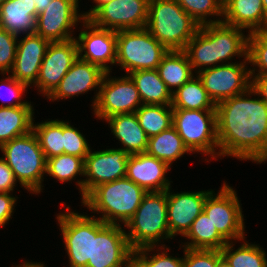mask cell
Returning a JSON list of instances; mask_svg holds the SVG:
<instances>
[{"label":"cell","instance_id":"17","mask_svg":"<svg viewBox=\"0 0 267 267\" xmlns=\"http://www.w3.org/2000/svg\"><path fill=\"white\" fill-rule=\"evenodd\" d=\"M122 225L106 224L93 237L92 261L87 267H122L133 255Z\"/></svg>","mask_w":267,"mask_h":267},{"label":"cell","instance_id":"30","mask_svg":"<svg viewBox=\"0 0 267 267\" xmlns=\"http://www.w3.org/2000/svg\"><path fill=\"white\" fill-rule=\"evenodd\" d=\"M184 239L189 241H181L179 247L189 249L221 250L228 243L204 211L193 221Z\"/></svg>","mask_w":267,"mask_h":267},{"label":"cell","instance_id":"34","mask_svg":"<svg viewBox=\"0 0 267 267\" xmlns=\"http://www.w3.org/2000/svg\"><path fill=\"white\" fill-rule=\"evenodd\" d=\"M236 241L228 242L220 251L231 267H267L266 250L260 244L249 243L246 238L235 249Z\"/></svg>","mask_w":267,"mask_h":267},{"label":"cell","instance_id":"6","mask_svg":"<svg viewBox=\"0 0 267 267\" xmlns=\"http://www.w3.org/2000/svg\"><path fill=\"white\" fill-rule=\"evenodd\" d=\"M69 206L63 208L65 212L56 214V224L62 234L69 267H87L88 261H92L93 237L106 223L84 212H75Z\"/></svg>","mask_w":267,"mask_h":267},{"label":"cell","instance_id":"49","mask_svg":"<svg viewBox=\"0 0 267 267\" xmlns=\"http://www.w3.org/2000/svg\"><path fill=\"white\" fill-rule=\"evenodd\" d=\"M12 267H46V264L44 262H35V261H27L25 259V261L23 260V262L21 264L18 265H12Z\"/></svg>","mask_w":267,"mask_h":267},{"label":"cell","instance_id":"9","mask_svg":"<svg viewBox=\"0 0 267 267\" xmlns=\"http://www.w3.org/2000/svg\"><path fill=\"white\" fill-rule=\"evenodd\" d=\"M219 189L207 196L203 211L227 242H239L247 235L241 200L236 189L225 181Z\"/></svg>","mask_w":267,"mask_h":267},{"label":"cell","instance_id":"33","mask_svg":"<svg viewBox=\"0 0 267 267\" xmlns=\"http://www.w3.org/2000/svg\"><path fill=\"white\" fill-rule=\"evenodd\" d=\"M46 176H50L62 184L74 181L78 187L79 195H81V200L83 199L84 160L82 158L65 153L48 158ZM78 176L82 178L76 179Z\"/></svg>","mask_w":267,"mask_h":267},{"label":"cell","instance_id":"15","mask_svg":"<svg viewBox=\"0 0 267 267\" xmlns=\"http://www.w3.org/2000/svg\"><path fill=\"white\" fill-rule=\"evenodd\" d=\"M149 0H111L88 20L95 26L113 31L145 28Z\"/></svg>","mask_w":267,"mask_h":267},{"label":"cell","instance_id":"46","mask_svg":"<svg viewBox=\"0 0 267 267\" xmlns=\"http://www.w3.org/2000/svg\"><path fill=\"white\" fill-rule=\"evenodd\" d=\"M251 88L267 103V75H251Z\"/></svg>","mask_w":267,"mask_h":267},{"label":"cell","instance_id":"37","mask_svg":"<svg viewBox=\"0 0 267 267\" xmlns=\"http://www.w3.org/2000/svg\"><path fill=\"white\" fill-rule=\"evenodd\" d=\"M175 1L200 26L222 22L223 3L221 2V0H175Z\"/></svg>","mask_w":267,"mask_h":267},{"label":"cell","instance_id":"51","mask_svg":"<svg viewBox=\"0 0 267 267\" xmlns=\"http://www.w3.org/2000/svg\"><path fill=\"white\" fill-rule=\"evenodd\" d=\"M217 267H231L228 261L222 256L218 262H217Z\"/></svg>","mask_w":267,"mask_h":267},{"label":"cell","instance_id":"2","mask_svg":"<svg viewBox=\"0 0 267 267\" xmlns=\"http://www.w3.org/2000/svg\"><path fill=\"white\" fill-rule=\"evenodd\" d=\"M146 193L125 176L96 186L81 200V204L94 214L91 216L99 218L104 223L125 226Z\"/></svg>","mask_w":267,"mask_h":267},{"label":"cell","instance_id":"48","mask_svg":"<svg viewBox=\"0 0 267 267\" xmlns=\"http://www.w3.org/2000/svg\"><path fill=\"white\" fill-rule=\"evenodd\" d=\"M29 2L32 3V5H36V11H37V16L38 14L42 13L46 6L51 2L52 0H28Z\"/></svg>","mask_w":267,"mask_h":267},{"label":"cell","instance_id":"38","mask_svg":"<svg viewBox=\"0 0 267 267\" xmlns=\"http://www.w3.org/2000/svg\"><path fill=\"white\" fill-rule=\"evenodd\" d=\"M247 56L251 75H267V30L248 34Z\"/></svg>","mask_w":267,"mask_h":267},{"label":"cell","instance_id":"12","mask_svg":"<svg viewBox=\"0 0 267 267\" xmlns=\"http://www.w3.org/2000/svg\"><path fill=\"white\" fill-rule=\"evenodd\" d=\"M84 20L79 0H52L38 14L35 33L50 42L67 41L75 38L74 29Z\"/></svg>","mask_w":267,"mask_h":267},{"label":"cell","instance_id":"14","mask_svg":"<svg viewBox=\"0 0 267 267\" xmlns=\"http://www.w3.org/2000/svg\"><path fill=\"white\" fill-rule=\"evenodd\" d=\"M77 59L78 47L75 38L50 42L36 83L32 87L37 88L35 90L47 99Z\"/></svg>","mask_w":267,"mask_h":267},{"label":"cell","instance_id":"31","mask_svg":"<svg viewBox=\"0 0 267 267\" xmlns=\"http://www.w3.org/2000/svg\"><path fill=\"white\" fill-rule=\"evenodd\" d=\"M146 153L166 162L170 167L185 154H192L173 126L148 138Z\"/></svg>","mask_w":267,"mask_h":267},{"label":"cell","instance_id":"50","mask_svg":"<svg viewBox=\"0 0 267 267\" xmlns=\"http://www.w3.org/2000/svg\"><path fill=\"white\" fill-rule=\"evenodd\" d=\"M122 267H143L142 264L132 255Z\"/></svg>","mask_w":267,"mask_h":267},{"label":"cell","instance_id":"42","mask_svg":"<svg viewBox=\"0 0 267 267\" xmlns=\"http://www.w3.org/2000/svg\"><path fill=\"white\" fill-rule=\"evenodd\" d=\"M182 267H217L218 260L222 257L220 250L183 249Z\"/></svg>","mask_w":267,"mask_h":267},{"label":"cell","instance_id":"8","mask_svg":"<svg viewBox=\"0 0 267 267\" xmlns=\"http://www.w3.org/2000/svg\"><path fill=\"white\" fill-rule=\"evenodd\" d=\"M168 50L146 28L117 31L116 64L126 75L157 69Z\"/></svg>","mask_w":267,"mask_h":267},{"label":"cell","instance_id":"36","mask_svg":"<svg viewBox=\"0 0 267 267\" xmlns=\"http://www.w3.org/2000/svg\"><path fill=\"white\" fill-rule=\"evenodd\" d=\"M135 114L139 125L148 138L169 129L173 125V108L171 105L142 104Z\"/></svg>","mask_w":267,"mask_h":267},{"label":"cell","instance_id":"45","mask_svg":"<svg viewBox=\"0 0 267 267\" xmlns=\"http://www.w3.org/2000/svg\"><path fill=\"white\" fill-rule=\"evenodd\" d=\"M19 183L6 161L0 157V192L12 193Z\"/></svg>","mask_w":267,"mask_h":267},{"label":"cell","instance_id":"41","mask_svg":"<svg viewBox=\"0 0 267 267\" xmlns=\"http://www.w3.org/2000/svg\"><path fill=\"white\" fill-rule=\"evenodd\" d=\"M80 131L69 121L63 120L64 153L84 160L92 147L88 143L89 140Z\"/></svg>","mask_w":267,"mask_h":267},{"label":"cell","instance_id":"19","mask_svg":"<svg viewBox=\"0 0 267 267\" xmlns=\"http://www.w3.org/2000/svg\"><path fill=\"white\" fill-rule=\"evenodd\" d=\"M167 189V220L172 239L180 235L182 238L189 231L193 221L203 211L207 196L213 189L202 191L171 192Z\"/></svg>","mask_w":267,"mask_h":267},{"label":"cell","instance_id":"3","mask_svg":"<svg viewBox=\"0 0 267 267\" xmlns=\"http://www.w3.org/2000/svg\"><path fill=\"white\" fill-rule=\"evenodd\" d=\"M124 228L128 229L125 232L133 251L144 247L166 246L164 240L169 242L172 239L167 220V190L147 192Z\"/></svg>","mask_w":267,"mask_h":267},{"label":"cell","instance_id":"20","mask_svg":"<svg viewBox=\"0 0 267 267\" xmlns=\"http://www.w3.org/2000/svg\"><path fill=\"white\" fill-rule=\"evenodd\" d=\"M49 43V40L36 33L18 36L16 57L9 74L32 88L38 78Z\"/></svg>","mask_w":267,"mask_h":267},{"label":"cell","instance_id":"28","mask_svg":"<svg viewBox=\"0 0 267 267\" xmlns=\"http://www.w3.org/2000/svg\"><path fill=\"white\" fill-rule=\"evenodd\" d=\"M157 71L171 94L195 76V72L183 50L168 51L162 57Z\"/></svg>","mask_w":267,"mask_h":267},{"label":"cell","instance_id":"10","mask_svg":"<svg viewBox=\"0 0 267 267\" xmlns=\"http://www.w3.org/2000/svg\"><path fill=\"white\" fill-rule=\"evenodd\" d=\"M106 72L99 94L91 112L102 122L113 115L134 113L142 105V100L133 80L126 74L116 77Z\"/></svg>","mask_w":267,"mask_h":267},{"label":"cell","instance_id":"29","mask_svg":"<svg viewBox=\"0 0 267 267\" xmlns=\"http://www.w3.org/2000/svg\"><path fill=\"white\" fill-rule=\"evenodd\" d=\"M127 75L133 80L142 104L171 105L172 94L160 78L157 69L138 70Z\"/></svg>","mask_w":267,"mask_h":267},{"label":"cell","instance_id":"23","mask_svg":"<svg viewBox=\"0 0 267 267\" xmlns=\"http://www.w3.org/2000/svg\"><path fill=\"white\" fill-rule=\"evenodd\" d=\"M112 135L127 154L145 153L148 146V136L139 125L134 113L116 114L105 119Z\"/></svg>","mask_w":267,"mask_h":267},{"label":"cell","instance_id":"26","mask_svg":"<svg viewBox=\"0 0 267 267\" xmlns=\"http://www.w3.org/2000/svg\"><path fill=\"white\" fill-rule=\"evenodd\" d=\"M195 72L216 66L215 24L199 27L183 50Z\"/></svg>","mask_w":267,"mask_h":267},{"label":"cell","instance_id":"27","mask_svg":"<svg viewBox=\"0 0 267 267\" xmlns=\"http://www.w3.org/2000/svg\"><path fill=\"white\" fill-rule=\"evenodd\" d=\"M33 105L0 107V146L33 130Z\"/></svg>","mask_w":267,"mask_h":267},{"label":"cell","instance_id":"53","mask_svg":"<svg viewBox=\"0 0 267 267\" xmlns=\"http://www.w3.org/2000/svg\"><path fill=\"white\" fill-rule=\"evenodd\" d=\"M6 0H0V6L5 2Z\"/></svg>","mask_w":267,"mask_h":267},{"label":"cell","instance_id":"32","mask_svg":"<svg viewBox=\"0 0 267 267\" xmlns=\"http://www.w3.org/2000/svg\"><path fill=\"white\" fill-rule=\"evenodd\" d=\"M171 106L173 109L216 110L197 74L172 94Z\"/></svg>","mask_w":267,"mask_h":267},{"label":"cell","instance_id":"4","mask_svg":"<svg viewBox=\"0 0 267 267\" xmlns=\"http://www.w3.org/2000/svg\"><path fill=\"white\" fill-rule=\"evenodd\" d=\"M199 27L175 0H149L145 28L168 51L184 50Z\"/></svg>","mask_w":267,"mask_h":267},{"label":"cell","instance_id":"13","mask_svg":"<svg viewBox=\"0 0 267 267\" xmlns=\"http://www.w3.org/2000/svg\"><path fill=\"white\" fill-rule=\"evenodd\" d=\"M81 24L82 29L75 37L78 58L99 66L105 72H112L111 67L116 64L117 32L97 27L88 19Z\"/></svg>","mask_w":267,"mask_h":267},{"label":"cell","instance_id":"39","mask_svg":"<svg viewBox=\"0 0 267 267\" xmlns=\"http://www.w3.org/2000/svg\"><path fill=\"white\" fill-rule=\"evenodd\" d=\"M170 250L172 249L170 246L168 247V245L144 247L133 251V256L142 264L143 267H182L183 256L173 257L169 253Z\"/></svg>","mask_w":267,"mask_h":267},{"label":"cell","instance_id":"16","mask_svg":"<svg viewBox=\"0 0 267 267\" xmlns=\"http://www.w3.org/2000/svg\"><path fill=\"white\" fill-rule=\"evenodd\" d=\"M129 154L119 148L93 150L84 159L83 198L96 186L126 176Z\"/></svg>","mask_w":267,"mask_h":267},{"label":"cell","instance_id":"22","mask_svg":"<svg viewBox=\"0 0 267 267\" xmlns=\"http://www.w3.org/2000/svg\"><path fill=\"white\" fill-rule=\"evenodd\" d=\"M222 22L246 30L248 34L267 30L262 0H226L223 3Z\"/></svg>","mask_w":267,"mask_h":267},{"label":"cell","instance_id":"18","mask_svg":"<svg viewBox=\"0 0 267 267\" xmlns=\"http://www.w3.org/2000/svg\"><path fill=\"white\" fill-rule=\"evenodd\" d=\"M105 74L106 72L99 66L78 58L46 100L59 102L60 99L62 101L67 100V98L72 99L75 96L78 97L96 89L91 101V108H93L97 101L99 89Z\"/></svg>","mask_w":267,"mask_h":267},{"label":"cell","instance_id":"21","mask_svg":"<svg viewBox=\"0 0 267 267\" xmlns=\"http://www.w3.org/2000/svg\"><path fill=\"white\" fill-rule=\"evenodd\" d=\"M171 167L164 161L145 153L129 155L126 177L146 192L166 191L172 181L167 177ZM168 172V173H167Z\"/></svg>","mask_w":267,"mask_h":267},{"label":"cell","instance_id":"43","mask_svg":"<svg viewBox=\"0 0 267 267\" xmlns=\"http://www.w3.org/2000/svg\"><path fill=\"white\" fill-rule=\"evenodd\" d=\"M18 36L0 28V75L9 73L16 57Z\"/></svg>","mask_w":267,"mask_h":267},{"label":"cell","instance_id":"1","mask_svg":"<svg viewBox=\"0 0 267 267\" xmlns=\"http://www.w3.org/2000/svg\"><path fill=\"white\" fill-rule=\"evenodd\" d=\"M216 114L220 159L267 161V103L251 87L217 103Z\"/></svg>","mask_w":267,"mask_h":267},{"label":"cell","instance_id":"44","mask_svg":"<svg viewBox=\"0 0 267 267\" xmlns=\"http://www.w3.org/2000/svg\"><path fill=\"white\" fill-rule=\"evenodd\" d=\"M18 198L13 193L0 192V228L5 227L12 220Z\"/></svg>","mask_w":267,"mask_h":267},{"label":"cell","instance_id":"52","mask_svg":"<svg viewBox=\"0 0 267 267\" xmlns=\"http://www.w3.org/2000/svg\"><path fill=\"white\" fill-rule=\"evenodd\" d=\"M262 2H263L264 11H265V14H266V17H267V0H262Z\"/></svg>","mask_w":267,"mask_h":267},{"label":"cell","instance_id":"7","mask_svg":"<svg viewBox=\"0 0 267 267\" xmlns=\"http://www.w3.org/2000/svg\"><path fill=\"white\" fill-rule=\"evenodd\" d=\"M172 126L192 154L199 153L218 161L216 110L173 109Z\"/></svg>","mask_w":267,"mask_h":267},{"label":"cell","instance_id":"5","mask_svg":"<svg viewBox=\"0 0 267 267\" xmlns=\"http://www.w3.org/2000/svg\"><path fill=\"white\" fill-rule=\"evenodd\" d=\"M0 151L21 188L32 195L43 192L47 159L33 130L4 143Z\"/></svg>","mask_w":267,"mask_h":267},{"label":"cell","instance_id":"40","mask_svg":"<svg viewBox=\"0 0 267 267\" xmlns=\"http://www.w3.org/2000/svg\"><path fill=\"white\" fill-rule=\"evenodd\" d=\"M1 76H3L4 78L0 79V99L2 100V102L0 103V107L6 108L24 105H34L31 104V101H22V98H24L22 96L27 93L28 89H30L27 85L17 81L9 73H4Z\"/></svg>","mask_w":267,"mask_h":267},{"label":"cell","instance_id":"11","mask_svg":"<svg viewBox=\"0 0 267 267\" xmlns=\"http://www.w3.org/2000/svg\"><path fill=\"white\" fill-rule=\"evenodd\" d=\"M248 56L243 61L221 64L196 73L212 101L222 100L242 94L251 87Z\"/></svg>","mask_w":267,"mask_h":267},{"label":"cell","instance_id":"35","mask_svg":"<svg viewBox=\"0 0 267 267\" xmlns=\"http://www.w3.org/2000/svg\"><path fill=\"white\" fill-rule=\"evenodd\" d=\"M33 132L37 136L39 145L46 159L64 153L63 120L46 119L33 123Z\"/></svg>","mask_w":267,"mask_h":267},{"label":"cell","instance_id":"47","mask_svg":"<svg viewBox=\"0 0 267 267\" xmlns=\"http://www.w3.org/2000/svg\"><path fill=\"white\" fill-rule=\"evenodd\" d=\"M111 0H93L92 3H95V5L91 8H89L90 10H88V12L82 13L85 19H89L102 5H104L105 3L110 2Z\"/></svg>","mask_w":267,"mask_h":267},{"label":"cell","instance_id":"25","mask_svg":"<svg viewBox=\"0 0 267 267\" xmlns=\"http://www.w3.org/2000/svg\"><path fill=\"white\" fill-rule=\"evenodd\" d=\"M216 66L232 63L234 57H247L248 33L241 28L227 24H215ZM231 61V62H230Z\"/></svg>","mask_w":267,"mask_h":267},{"label":"cell","instance_id":"24","mask_svg":"<svg viewBox=\"0 0 267 267\" xmlns=\"http://www.w3.org/2000/svg\"><path fill=\"white\" fill-rule=\"evenodd\" d=\"M36 5L28 0H6L0 6V28L17 36L35 33Z\"/></svg>","mask_w":267,"mask_h":267}]
</instances>
